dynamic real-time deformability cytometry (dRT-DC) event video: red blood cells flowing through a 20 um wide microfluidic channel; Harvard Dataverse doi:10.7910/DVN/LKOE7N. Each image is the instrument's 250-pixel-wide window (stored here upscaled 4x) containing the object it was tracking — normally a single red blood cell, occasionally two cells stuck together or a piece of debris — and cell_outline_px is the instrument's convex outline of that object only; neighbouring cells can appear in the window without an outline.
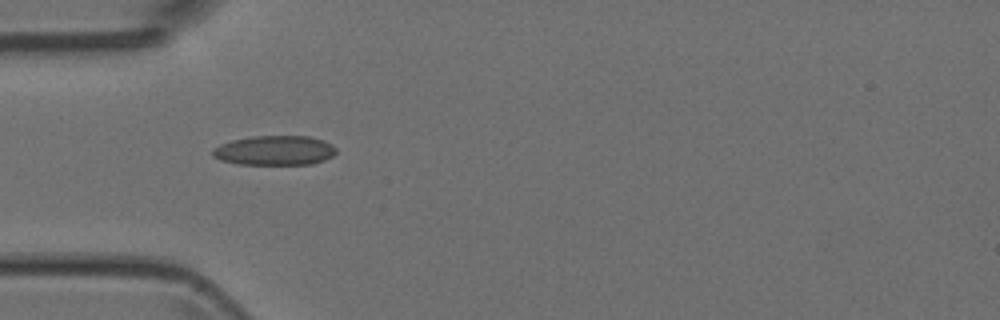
{"species": "Egyptian fruit bat (a non-hibernating species)", "species_latin": "Rousettus aegyptiacus", "temperature_condition": "room temperature", "stored_images_in_passage": 7, "camera_frame_rate_fps": 3000, "um_per_image_px": 0.085, "animal": {"sex": "female"}, "frame": {"image": 1, "passage_image": 4, "time_ms": 4.333, "image_size_px": [1000, 320], "cell_outline_px": [[336, 152], [332, 156], [324, 160], [312, 164], [236, 164], [220, 160], [212, 156], [212, 148], [220, 144], [232, 140], [252, 136], [308, 136], [324, 140], [332, 144], [336, 148]], "centroid_in_image_um": [23.33, 12.78], "position_along_channel_um": 61.7, "area_um2": 21.44}}
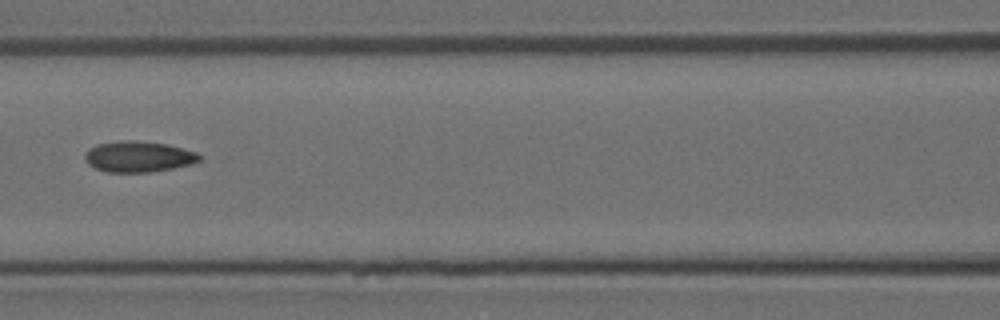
{"frame": {"image": 2, "passage_image": 6, "time_ms": 6.667, "image_size_px": [1000, 320], "cell_outline_px": [[204, 156], [200, 160], [192, 164], [172, 168], [148, 172], [108, 172], [96, 168], [88, 164], [84, 156], [88, 148], [96, 144], [120, 140], [136, 140], [168, 144], [184, 148], [196, 152]], "centroid_in_image_um": [11.79, 13.3], "position_along_channel_um": 154.8, "area_um2": 20.81}}
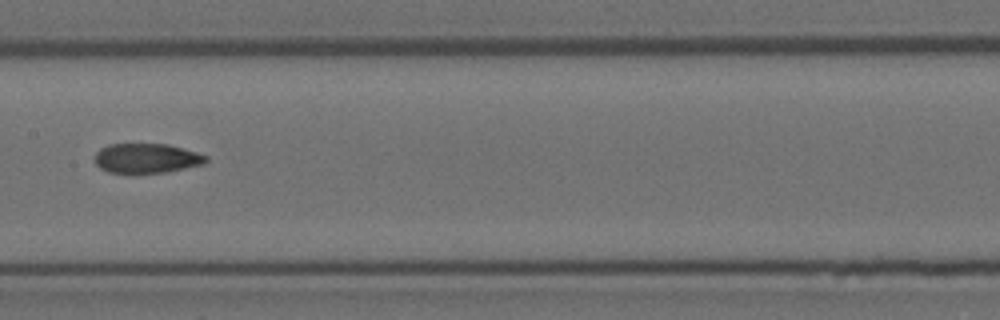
{"frame": {"image": 3, "passage_image": 7, "time_ms": 7.667, "image_size_px": [1000, 320], "cell_outline_px": [[208, 160], [204, 164], [164, 172], [108, 172], [100, 168], [96, 164], [96, 152], [100, 148], [108, 144], [168, 144], [196, 152], [208, 156]], "centroid_in_image_um": [12.46, 13.44], "position_along_channel_um": 194.9, "area_um2": 18.96}}